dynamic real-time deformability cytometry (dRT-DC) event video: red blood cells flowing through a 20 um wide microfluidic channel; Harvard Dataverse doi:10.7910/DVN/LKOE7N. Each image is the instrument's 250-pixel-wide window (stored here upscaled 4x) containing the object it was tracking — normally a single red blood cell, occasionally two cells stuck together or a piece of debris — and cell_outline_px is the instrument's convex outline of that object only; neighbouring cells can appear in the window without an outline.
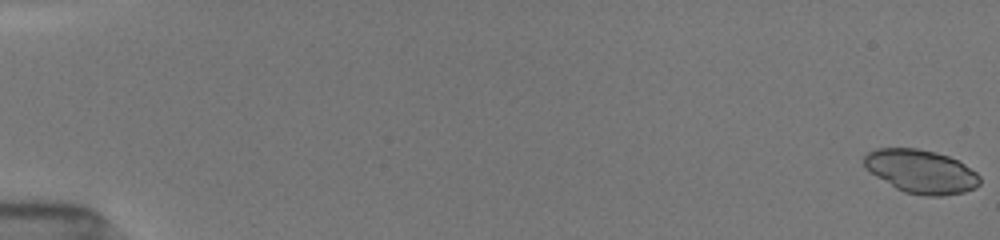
{"species": "common noctule bat (a hibernating species)", "species_latin": "Nyctalus noctula", "temperature_condition": "room temperature", "stored_images_in_passage": 19, "camera_frame_rate_fps": 3000, "um_per_image_px": 0.085, "animal": {"sex": "female", "body_mass_g": 19.5, "forearm_length_mm": 54.1}, "frame": {"image": 1, "passage_image": 1, "time_ms": 0.0, "image_size_px": [1000, 240], "cell_outline_px": [[980, 184], [976, 188], [964, 192], [940, 196], [924, 196], [904, 192], [896, 188], [876, 176], [864, 168], [864, 156], [868, 152], [876, 148], [916, 148], [936, 152], [948, 156], [964, 164], [976, 172], [980, 176]], "centroid_in_image_um": [78.29, 14.57], "position_along_channel_um": 6.7, "area_um2": 29.36}}
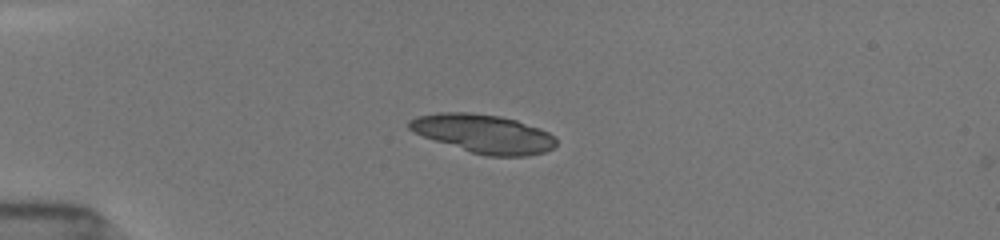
{"frame": {"image": 2, "passage_image": 13, "time_ms": 4.667, "image_size_px": [1000, 240], "cell_outline_px": [[556, 144], [552, 148], [544, 152], [528, 156], [488, 156], [472, 152], [412, 132], [408, 128], [408, 120], [416, 116], [440, 112], [468, 112], [500, 116], [516, 120], [540, 128], [556, 136]], "centroid_in_image_um": [41.11, 11.35], "position_along_channel_um": 43.9, "area_um2": 32.89}}